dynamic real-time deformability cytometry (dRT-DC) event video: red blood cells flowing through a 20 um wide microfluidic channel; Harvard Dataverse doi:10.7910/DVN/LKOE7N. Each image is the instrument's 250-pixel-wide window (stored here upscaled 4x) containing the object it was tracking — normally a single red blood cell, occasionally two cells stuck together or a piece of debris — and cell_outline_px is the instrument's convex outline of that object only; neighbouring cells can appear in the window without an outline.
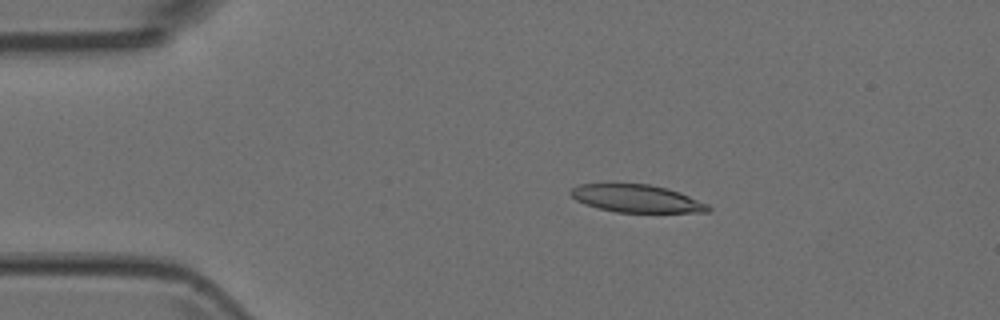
{"species": "Egyptian fruit bat (a non-hibernating species)", "species_latin": "Rousettus aegyptiacus", "temperature_condition": "room temperature", "stored_images_in_passage": 6, "camera_frame_rate_fps": 3000, "um_per_image_px": 0.085, "animal": {"sex": "female"}, "frame": {"image": 1, "passage_image": 3, "time_ms": 0.667, "image_size_px": [1000, 320], "cell_outline_px": [[712, 208], [708, 212], [616, 212], [584, 204], [576, 200], [568, 192], [572, 188], [580, 184], [648, 184], [668, 188], [680, 192], [708, 204]], "centroid_in_image_um": [54.12, 16.87], "position_along_channel_um": 30.9, "area_um2": 22.08}}
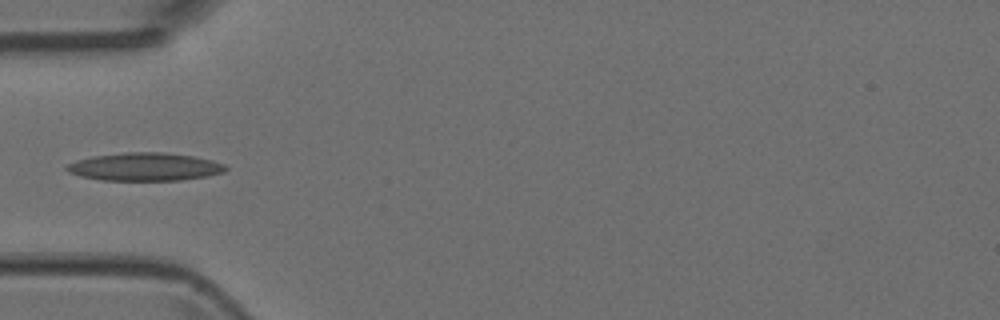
{"frame": {"image": 2, "passage_image": 5, "time_ms": 1.333, "image_size_px": [1000, 320], "cell_outline_px": [[228, 168], [224, 172], [208, 176], [180, 180], [100, 180], [80, 176], [68, 172], [64, 168], [68, 164], [76, 160], [92, 156], [124, 152], [160, 152], [196, 156], [212, 160], [224, 164]], "centroid_in_image_um": [12.3, 14.17], "position_along_channel_um": 72.7, "area_um2": 26.07}}
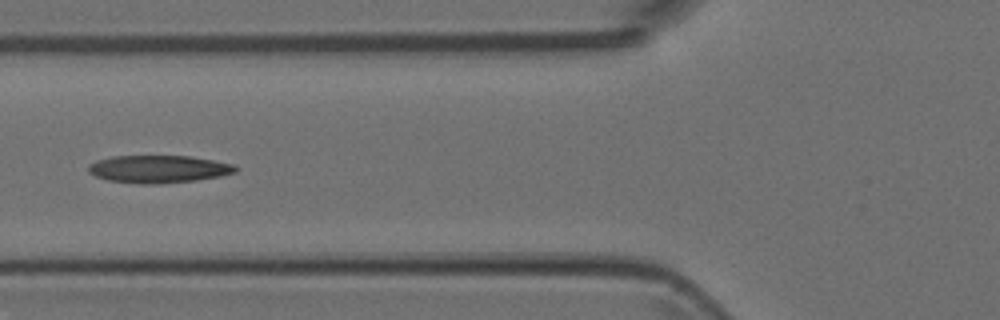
{"frame": {"image": 3, "passage_image": 6, "time_ms": 1.667, "image_size_px": [1000, 320], "cell_outline_px": [[236, 172], [220, 176], [196, 180], [160, 184], [140, 184], [108, 180], [96, 176], [88, 172], [88, 164], [96, 160], [112, 156], [188, 156], [236, 164]], "centroid_in_image_um": [13.46, 14.37], "position_along_channel_um": 112.3, "area_um2": 23.7}}